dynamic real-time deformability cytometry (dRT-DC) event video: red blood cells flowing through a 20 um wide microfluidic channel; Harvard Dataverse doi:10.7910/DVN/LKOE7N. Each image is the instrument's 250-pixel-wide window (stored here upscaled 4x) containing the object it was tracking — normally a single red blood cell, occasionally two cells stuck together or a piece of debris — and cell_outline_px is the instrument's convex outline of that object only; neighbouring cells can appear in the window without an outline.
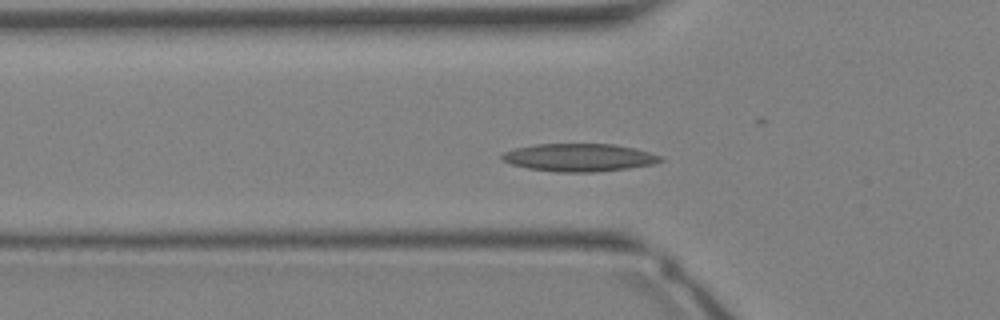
{"species": "Egyptian fruit bat (a non-hibernating species)", "species_latin": "Rousettus aegyptiacus", "temperature_condition": "warm", "stored_images_in_passage": 34, "camera_frame_rate_fps": 3000, "um_per_image_px": 0.085, "animal": {"sex": "female"}, "frame": {"image": 1, "passage_image": 10, "time_ms": 3.0, "image_size_px": [1000, 320], "cell_outline_px": [[664, 160], [652, 164], [628, 168], [592, 172], [556, 172], [528, 168], [512, 164], [500, 160], [500, 156], [504, 152], [512, 148], [536, 144], [616, 144], [636, 148], [664, 156]], "centroid_in_image_um": [49.22, 13.38], "position_along_channel_um": 76.6, "area_um2": 25.89}}
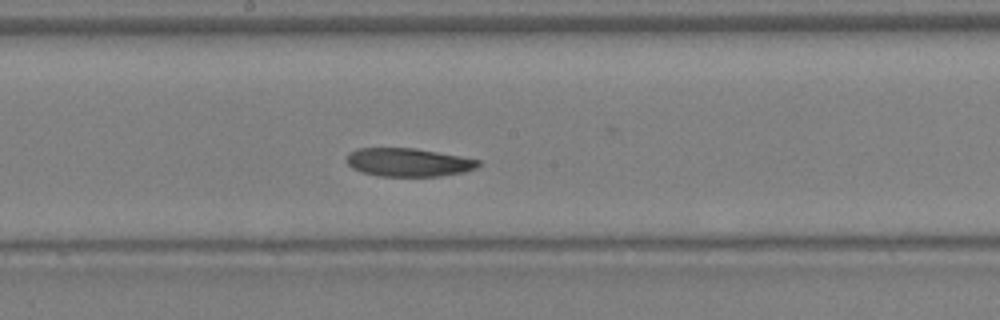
{"frame": {"image": 2, "passage_image": 17, "time_ms": 5.333, "image_size_px": [1000, 320], "cell_outline_px": [[480, 164], [476, 168], [464, 172], [440, 176], [376, 176], [360, 172], [352, 168], [348, 164], [348, 152], [356, 148], [416, 148], [460, 156], [480, 160]], "centroid_in_image_um": [34.7, 13.8], "position_along_channel_um": 213.5, "area_um2": 21.85}}
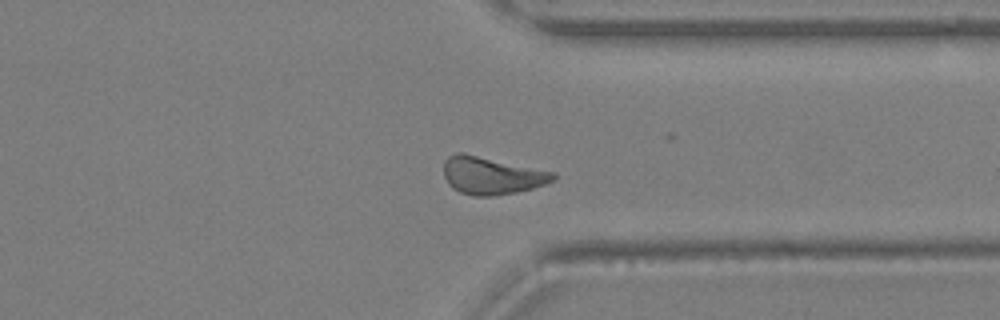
{"frame": {"image": 3, "passage_image": 25, "time_ms": 8.0, "image_size_px": [1000, 320], "cell_outline_px": [[556, 180], [532, 188], [516, 192], [492, 196], [472, 196], [460, 192], [452, 188], [448, 184], [444, 176], [444, 160], [448, 156], [456, 152], [464, 152], [556, 172]], "centroid_in_image_um": [41.78, 14.91], "position_along_channel_um": 369.6, "area_um2": 24.28}}